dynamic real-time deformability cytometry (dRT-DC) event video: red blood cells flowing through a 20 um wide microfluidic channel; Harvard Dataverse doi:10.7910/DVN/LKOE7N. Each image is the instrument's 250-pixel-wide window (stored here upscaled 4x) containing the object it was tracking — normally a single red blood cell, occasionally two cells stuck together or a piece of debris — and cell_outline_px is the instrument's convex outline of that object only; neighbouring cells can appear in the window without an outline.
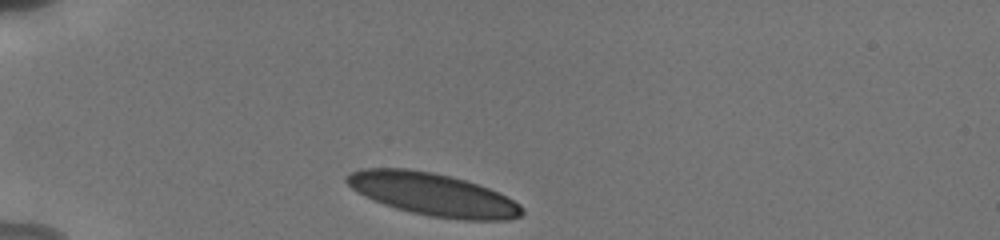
{"species": "human", "species_latin": "Homo sapiens", "temperature_condition": "cold", "stored_images_in_passage": 12, "camera_frame_rate_fps": 3000, "um_per_image_px": 0.085, "donor": {"sex": "male"}, "frame": {"image": 1, "passage_image": 1, "time_ms": 0.0, "image_size_px": [1000, 240], "cell_outline_px": [[524, 212], [520, 216], [508, 220], [460, 220], [428, 216], [396, 208], [372, 200], [352, 188], [344, 180], [344, 176], [360, 168], [408, 168], [432, 172], [452, 176], [488, 188], [520, 204], [524, 208]], "centroid_in_image_um": [36.78, 16.52], "position_along_channel_um": 48.2, "area_um2": 43.47}}
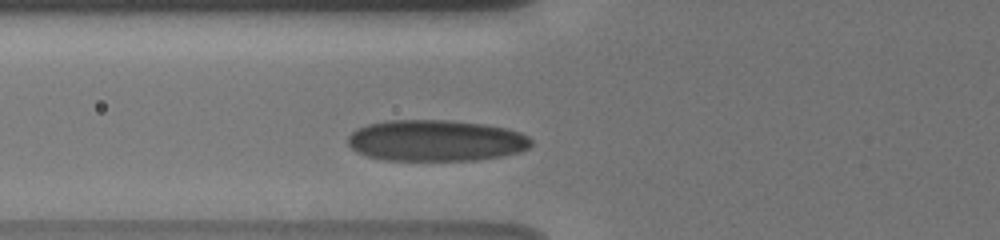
{"frame": {"image": 2, "passage_image": 9, "time_ms": 2.0, "image_size_px": [1000, 240], "cell_outline_px": [[532, 144], [528, 148], [520, 152], [500, 156], [476, 160], [384, 160], [368, 156], [352, 148], [348, 144], [348, 136], [352, 132], [368, 124], [392, 120], [448, 120], [484, 124], [504, 128], [520, 132], [528, 136], [532, 140]], "centroid_in_image_um": [37.08, 11.95], "position_along_channel_um": 88.7, "area_um2": 43.87}}